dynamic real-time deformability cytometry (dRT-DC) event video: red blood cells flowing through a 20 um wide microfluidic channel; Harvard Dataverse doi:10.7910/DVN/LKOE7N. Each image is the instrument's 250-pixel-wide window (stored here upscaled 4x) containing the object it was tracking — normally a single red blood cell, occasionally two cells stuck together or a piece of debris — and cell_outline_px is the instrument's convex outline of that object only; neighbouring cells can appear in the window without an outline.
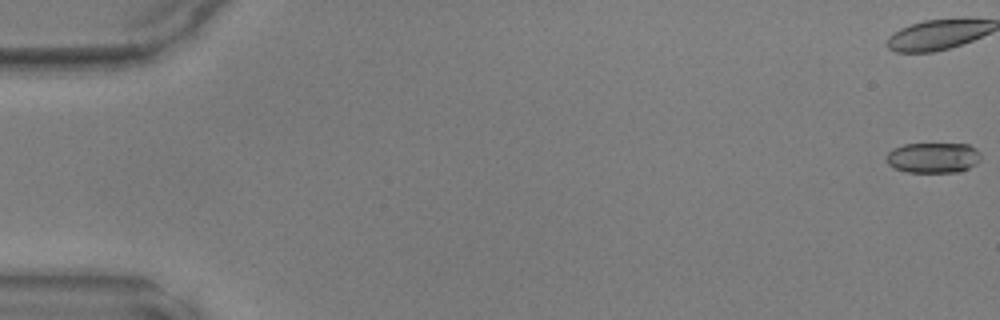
{"species": "common noctule bat (a hibernating species)", "species_latin": "Nyctalus noctula", "temperature_condition": "warm", "stored_images_in_passage": 17, "camera_frame_rate_fps": 3000, "um_per_image_px": 0.085, "animal": {"sex": "male", "body_mass_g": 17.9, "forearm_length_mm": 54.2}, "frame": {"image": 1, "passage_image": 1, "time_ms": 0.0, "image_size_px": [1000, 320], "cell_outline_px": [[980, 160], [976, 164], [960, 172], [908, 172], [896, 168], [888, 164], [888, 152], [892, 148], [904, 144], [968, 144], [976, 148], [980, 152]], "centroid_in_image_um": [79.35, 13.4], "position_along_channel_um": 5.6, "area_um2": 16.7}}